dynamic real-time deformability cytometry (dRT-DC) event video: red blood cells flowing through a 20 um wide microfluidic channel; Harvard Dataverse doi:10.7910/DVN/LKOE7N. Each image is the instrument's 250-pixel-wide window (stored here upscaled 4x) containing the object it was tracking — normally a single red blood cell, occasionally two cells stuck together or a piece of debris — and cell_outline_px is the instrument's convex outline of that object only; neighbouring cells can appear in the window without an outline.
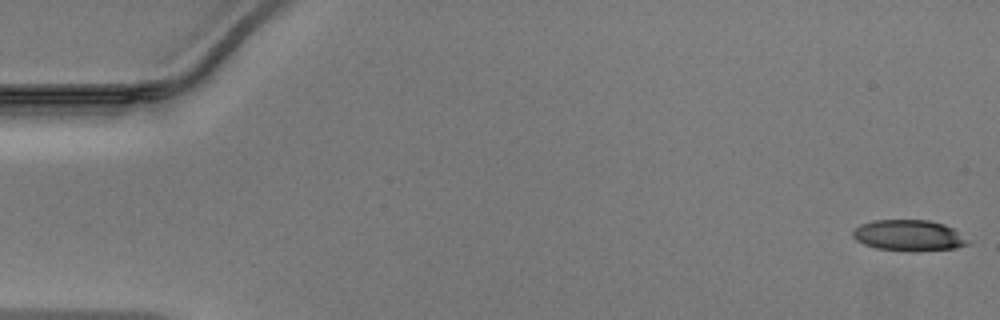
{"species": "Egyptian fruit bat (a non-hibernating species)", "species_latin": "Rousettus aegyptiacus", "temperature_condition": "warm", "stored_images_in_passage": 13, "camera_frame_rate_fps": 3000, "um_per_image_px": 0.085, "animal": {"sex": "male"}, "frame": {"image": 1, "passage_image": 1, "time_ms": 0.0, "image_size_px": [1000, 320], "cell_outline_px": [[972, 240], [968, 244], [956, 248], [916, 252], [876, 248], [864, 244], [856, 240], [852, 236], [852, 232], [860, 224], [872, 220], [928, 220], [944, 224], [952, 228]], "centroid_in_image_um": [77.28, 20.02], "position_along_channel_um": 7.7, "area_um2": 21.04}}